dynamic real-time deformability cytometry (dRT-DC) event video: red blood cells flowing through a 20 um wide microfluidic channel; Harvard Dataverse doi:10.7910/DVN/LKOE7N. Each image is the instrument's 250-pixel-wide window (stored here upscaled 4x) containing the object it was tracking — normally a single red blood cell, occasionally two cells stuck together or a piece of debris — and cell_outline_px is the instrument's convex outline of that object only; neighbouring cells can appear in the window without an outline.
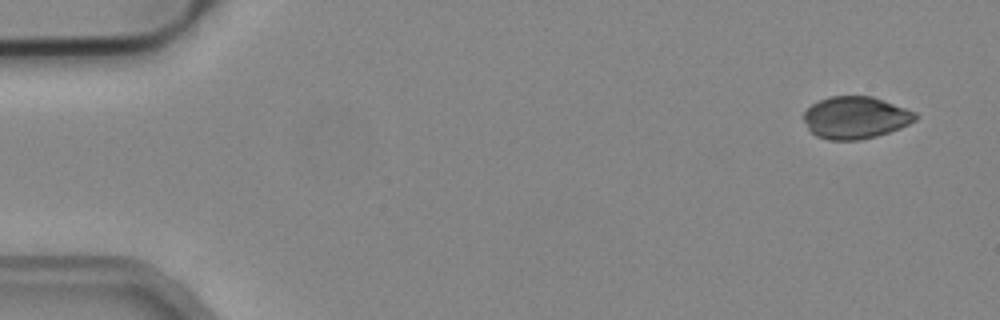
{"species": "common noctule bat (a hibernating species)", "species_latin": "Nyctalus noctula", "temperature_condition": "cold", "stored_images_in_passage": 7, "camera_frame_rate_fps": 3000, "um_per_image_px": 0.085, "animal": {"sex": "male", "body_mass_g": 19.2, "forearm_length_mm": 51.8}, "frame": {"image": 1, "passage_image": 1, "time_ms": 0.0, "image_size_px": [1000, 320], "cell_outline_px": [[920, 116], [916, 120], [900, 128], [876, 136], [860, 140], [828, 140], [816, 136], [808, 128], [804, 120], [804, 112], [812, 104], [828, 96], [872, 96], [884, 100], [916, 112]], "centroid_in_image_um": [72.73, 9.99], "position_along_channel_um": 12.3, "area_um2": 27.51}}
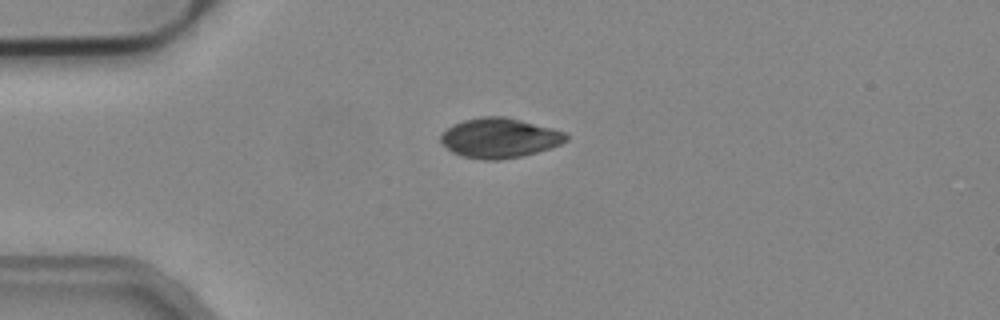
{"frame": {"image": 2, "passage_image": 4, "time_ms": 1.0, "image_size_px": [1000, 320], "cell_outline_px": [[568, 140], [552, 148], [520, 156], [500, 160], [484, 160], [460, 156], [452, 152], [440, 140], [440, 136], [452, 124], [464, 120], [480, 116], [504, 116], [568, 132]], "centroid_in_image_um": [42.48, 11.73], "position_along_channel_um": 42.5, "area_um2": 29.13}}